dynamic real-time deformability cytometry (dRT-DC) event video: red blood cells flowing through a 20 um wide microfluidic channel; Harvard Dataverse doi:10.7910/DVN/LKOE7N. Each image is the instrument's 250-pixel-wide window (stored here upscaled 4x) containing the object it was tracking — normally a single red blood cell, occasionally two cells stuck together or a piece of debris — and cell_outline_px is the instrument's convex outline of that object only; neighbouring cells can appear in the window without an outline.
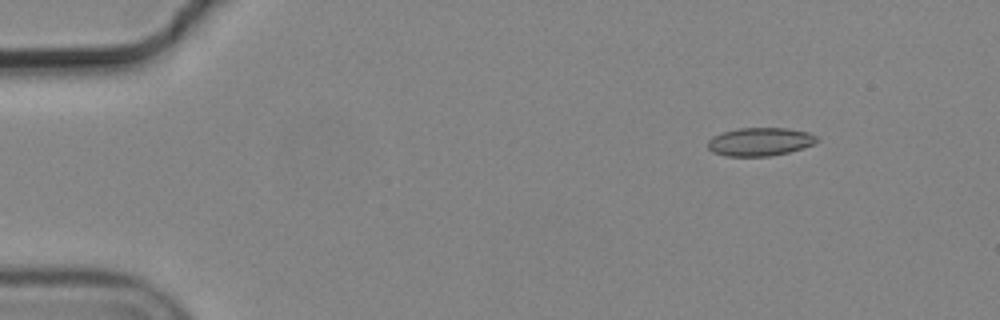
{"species": "common noctule bat (a hibernating species)", "species_latin": "Nyctalus noctula", "temperature_condition": "cold", "stored_images_in_passage": 4, "camera_frame_rate_fps": 3000, "um_per_image_px": 0.085, "animal": {"sex": "male", "body_mass_g": 19.2, "forearm_length_mm": 51.8}, "frame": {"image": 1, "passage_image": 2, "time_ms": 0.333, "image_size_px": [1000, 320], "cell_outline_px": [[820, 140], [816, 144], [804, 148], [788, 152], [768, 156], [724, 156], [712, 152], [708, 148], [708, 140], [712, 136], [724, 132], [740, 128], [788, 128], [808, 132], [816, 136]], "centroid_in_image_um": [64.62, 12.05], "position_along_channel_um": 20.4, "area_um2": 18.09}}